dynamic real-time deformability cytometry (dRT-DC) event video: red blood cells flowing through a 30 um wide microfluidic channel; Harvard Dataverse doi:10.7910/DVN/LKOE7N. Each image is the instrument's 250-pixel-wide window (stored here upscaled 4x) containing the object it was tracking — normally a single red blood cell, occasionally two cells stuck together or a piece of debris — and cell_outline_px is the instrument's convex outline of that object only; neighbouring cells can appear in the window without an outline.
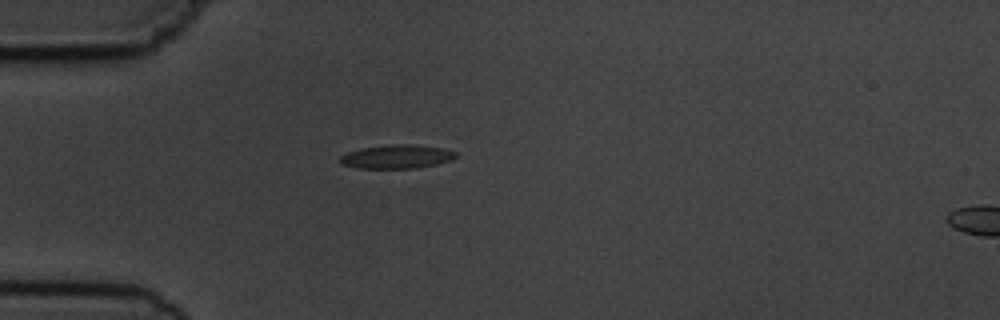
{"species": "common noctule bat (a hibernating species)", "species_latin": "Nyctalus noctula", "temperature_condition": "cold", "stored_images_in_passage": 2, "camera_frame_rate_fps": 3000, "um_per_image_px": 0.085, "animal": {"sex": "male", "body_mass_g": 19.5, "forearm_length_mm": 54.6}, "frame": {"image": 1, "passage_image": 1, "time_ms": 0.0, "image_size_px": [1000, 320], "cell_outline_px": [[456, 156], [452, 160], [436, 164], [416, 168], [356, 168], [340, 164], [340, 156], [348, 152], [360, 148], [392, 144], [408, 144], [440, 148], [456, 152]], "centroid_in_image_um": [33.68, 13.32], "position_along_channel_um": 51.3, "area_um2": 15.9}}